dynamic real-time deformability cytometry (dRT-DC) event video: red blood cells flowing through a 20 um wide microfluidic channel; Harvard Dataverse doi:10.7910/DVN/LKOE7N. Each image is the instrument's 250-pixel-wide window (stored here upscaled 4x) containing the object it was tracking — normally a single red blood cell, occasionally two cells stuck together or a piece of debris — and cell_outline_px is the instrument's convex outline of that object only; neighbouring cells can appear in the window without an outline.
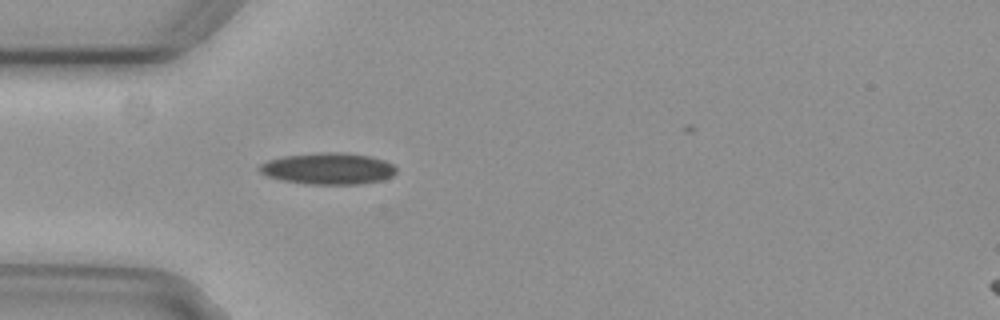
{"species": "common noctule bat (a hibernating species)", "species_latin": "Nyctalus noctula", "temperature_condition": "cold", "stored_images_in_passage": 2, "camera_frame_rate_fps": 3000, "um_per_image_px": 0.085, "animal": {"sex": "female", "body_mass_g": 29.2, "forearm_length_mm": 56.3}, "frame": {"image": 1, "passage_image": 1, "time_ms": 0.0, "image_size_px": [1000, 320], "cell_outline_px": [[396, 172], [392, 176], [384, 180], [360, 184], [304, 184], [280, 180], [268, 176], [260, 172], [256, 168], [260, 164], [268, 160], [284, 156], [316, 152], [344, 152], [368, 156], [384, 160], [392, 164], [396, 168]], "centroid_in_image_um": [27.87, 14.33], "position_along_channel_um": 57.1, "area_um2": 25.37}}